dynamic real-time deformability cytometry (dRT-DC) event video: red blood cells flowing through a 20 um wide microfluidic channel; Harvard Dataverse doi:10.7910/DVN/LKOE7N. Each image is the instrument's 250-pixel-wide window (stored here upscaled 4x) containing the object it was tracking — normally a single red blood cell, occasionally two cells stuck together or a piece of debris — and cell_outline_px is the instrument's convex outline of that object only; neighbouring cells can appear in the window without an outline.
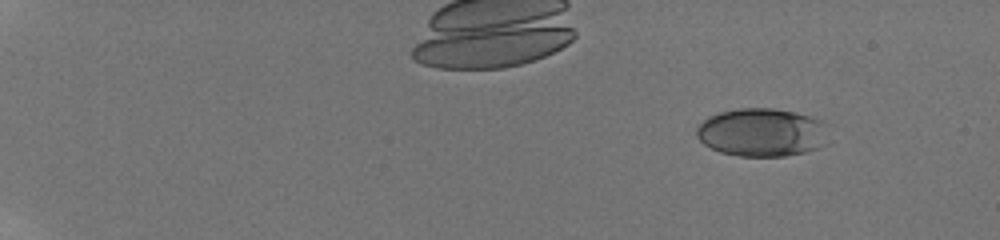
{"species": "human", "species_latin": "Homo sapiens", "temperature_condition": "room temperature", "stored_images_in_passage": 31, "camera_frame_rate_fps": 3000, "um_per_image_px": 0.085, "donor": {"sex": "male"}, "frame": {"image": 1, "passage_image": 1, "time_ms": 0.0, "image_size_px": [1000, 240], "cell_outline_px": [[828, 124], [816, 148], [804, 152], [784, 156], [740, 156], [720, 152], [704, 144], [696, 136], [696, 128], [708, 116], [720, 112], [740, 108], [772, 108], [792, 112], [808, 116], [820, 120]], "centroid_in_image_um": [64.66, 11.24], "position_along_channel_um": 20.3, "area_um2": 36.41}}
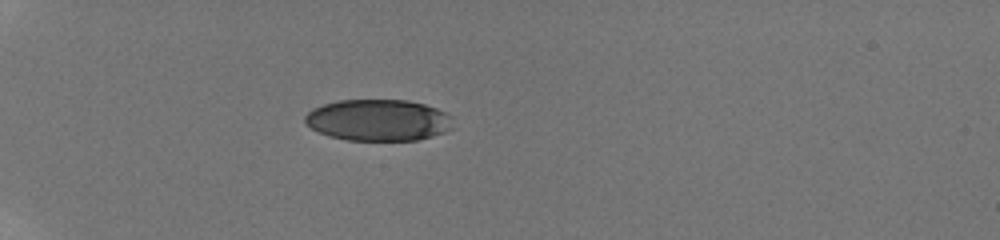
{"frame": {"image": 2, "passage_image": 20, "time_ms": 4.333, "image_size_px": [1000, 240], "cell_outline_px": [[452, 128], [444, 132], [432, 136], [416, 140], [348, 140], [328, 136], [304, 124], [304, 116], [312, 108], [324, 104], [340, 100], [408, 100], [424, 104], [436, 108], [452, 116]], "centroid_in_image_um": [32.14, 10.21], "position_along_channel_um": 52.9, "area_um2": 35.84}}
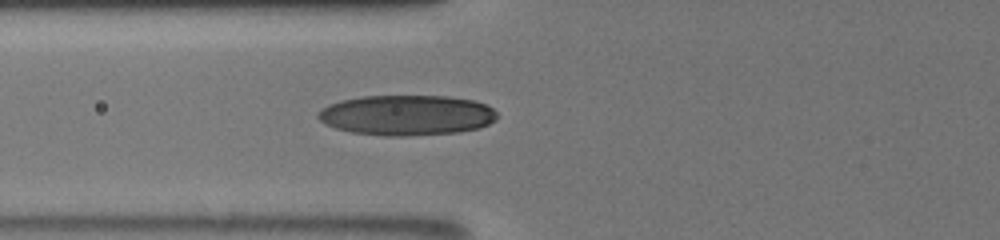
{"frame": {"image": 3, "passage_image": 30, "time_ms": 6.333, "image_size_px": [1000, 240], "cell_outline_px": [[496, 120], [480, 128], [460, 132], [408, 136], [384, 136], [352, 132], [336, 128], [324, 124], [316, 116], [328, 104], [344, 100], [364, 96], [448, 96], [472, 100], [488, 104], [496, 112]], "centroid_in_image_um": [34.6, 9.8], "position_along_channel_um": 91.2, "area_um2": 42.14}}